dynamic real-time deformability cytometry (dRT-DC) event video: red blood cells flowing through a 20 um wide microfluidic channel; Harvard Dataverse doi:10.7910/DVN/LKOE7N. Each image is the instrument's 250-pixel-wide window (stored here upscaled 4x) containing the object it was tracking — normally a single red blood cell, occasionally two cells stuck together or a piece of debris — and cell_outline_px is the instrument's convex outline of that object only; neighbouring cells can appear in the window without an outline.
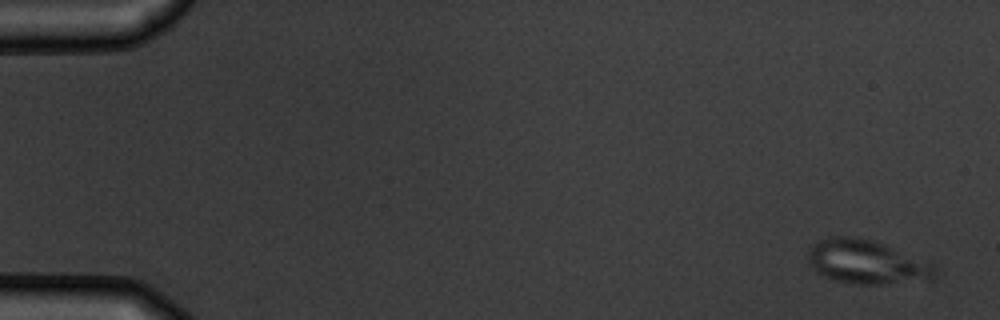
{"species": "common noctule bat (a hibernating species)", "species_latin": "Nyctalus noctula", "temperature_condition": "warm", "stored_images_in_passage": 5, "camera_frame_rate_fps": 3000, "um_per_image_px": 0.085, "animal": {"sex": "male", "body_mass_g": 19.5, "forearm_length_mm": 54.6}, "frame": {"image": 1, "passage_image": 1, "time_ms": 0.0, "image_size_px": [1000, 320], "cell_outline_px": [[936, 272], [932, 280], [880, 284], [856, 284], [832, 280], [816, 272], [808, 264], [808, 248], [812, 244], [828, 236], [856, 236], [872, 240], [884, 244], [936, 264]], "centroid_in_image_um": [73.65, 22.27], "position_along_channel_um": 11.4, "area_um2": 32.95}}